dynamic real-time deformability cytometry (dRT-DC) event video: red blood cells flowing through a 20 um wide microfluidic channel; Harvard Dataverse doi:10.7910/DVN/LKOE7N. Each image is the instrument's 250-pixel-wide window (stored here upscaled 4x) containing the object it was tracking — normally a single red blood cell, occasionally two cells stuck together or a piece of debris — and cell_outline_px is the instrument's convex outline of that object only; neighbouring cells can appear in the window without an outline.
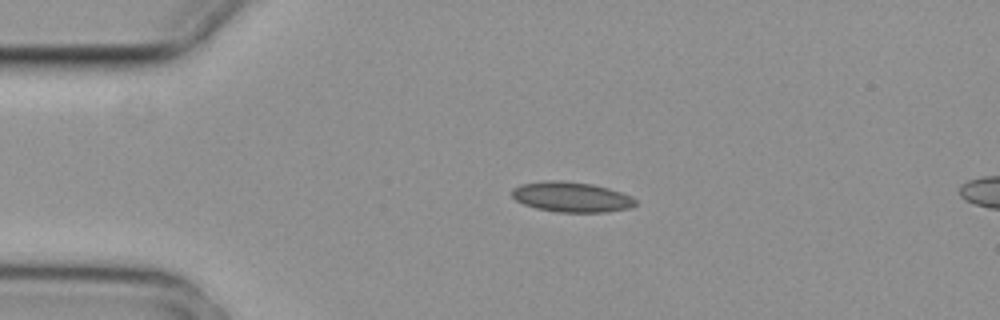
{"species": "common noctule bat (a hibernating species)", "species_latin": "Nyctalus noctula", "temperature_condition": "cold", "stored_images_in_passage": 5, "segment_of_instrument_passage": [1, 2], "camera_frame_rate_fps": 3000, "um_per_image_px": 0.085, "animal": {"sex": "female", "body_mass_g": 29.2, "forearm_length_mm": 56.3}, "frame": {"image": 1, "passage_image": 3, "time_ms": 0.667, "image_size_px": [1000, 320], "cell_outline_px": [[636, 204], [632, 208], [604, 212], [556, 212], [536, 208], [524, 204], [516, 200], [512, 196], [512, 188], [520, 184], [548, 180], [560, 180], [592, 184], [608, 188], [632, 196], [636, 200]], "centroid_in_image_um": [48.57, 16.74], "position_along_channel_um": 36.4, "area_um2": 21.79}}